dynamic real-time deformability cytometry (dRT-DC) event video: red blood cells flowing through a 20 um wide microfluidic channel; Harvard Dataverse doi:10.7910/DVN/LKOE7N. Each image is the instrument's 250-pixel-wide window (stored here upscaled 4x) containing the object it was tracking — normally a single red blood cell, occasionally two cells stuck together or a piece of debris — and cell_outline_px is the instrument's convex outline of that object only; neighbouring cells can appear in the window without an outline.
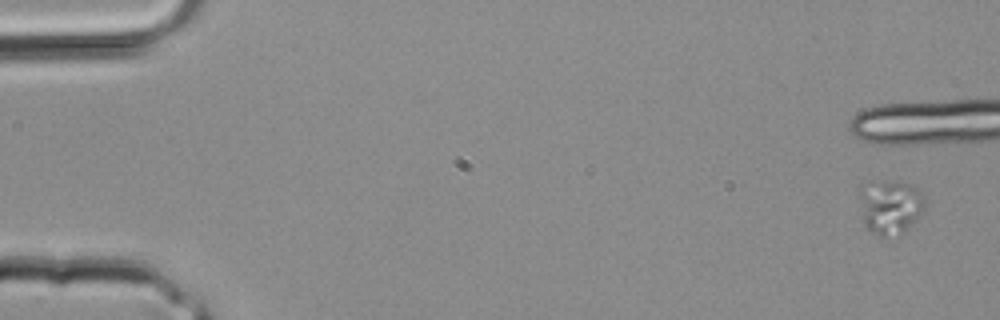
{"species": "common noctule bat (a hibernating species)", "species_latin": "Nyctalus noctula", "temperature_condition": "room temperature", "stored_images_in_passage": 3, "camera_frame_rate_fps": 3000, "um_per_image_px": 0.085, "animal": {"sex": "male", "body_mass_g": 20.4}, "frame": {"image": 1, "passage_image": 1, "time_ms": 0.0, "image_size_px": [1000, 320], "cell_outline_px": [[924, 208], [916, 220], [904, 232], [884, 236], [880, 236], [872, 232], [864, 224], [860, 196], [860, 188], [872, 180], [904, 184], [916, 188], [924, 196]], "centroid_in_image_um": [75.66, 17.58], "position_along_channel_um": 9.3, "area_um2": 20.11}}